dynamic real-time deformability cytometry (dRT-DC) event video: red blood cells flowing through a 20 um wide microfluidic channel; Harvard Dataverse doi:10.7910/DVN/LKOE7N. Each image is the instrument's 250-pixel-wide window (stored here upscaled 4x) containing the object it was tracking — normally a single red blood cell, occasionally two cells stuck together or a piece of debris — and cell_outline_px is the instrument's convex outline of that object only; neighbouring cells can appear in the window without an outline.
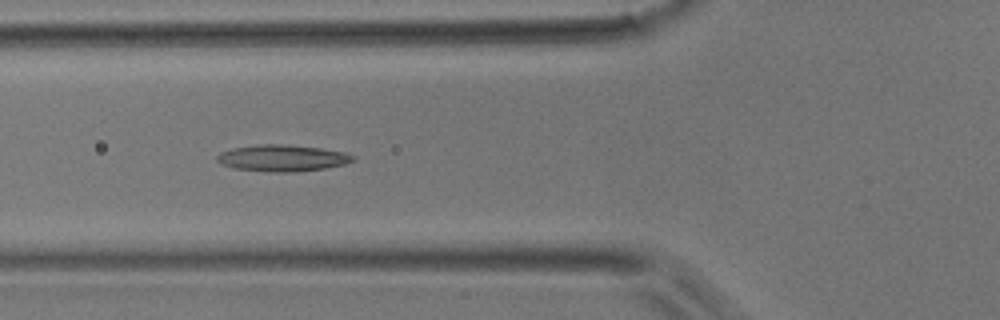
{"species": "common noctule bat (a hibernating species)", "species_latin": "Nyctalus noctula", "temperature_condition": "room temperature", "stored_images_in_passage": 5, "camera_frame_rate_fps": 3000, "um_per_image_px": 0.085, "animal": {"sex": "male", "body_mass_g": 17.9}, "frame": {"image": 1, "passage_image": 4, "time_ms": 1.0, "image_size_px": [1000, 320], "cell_outline_px": [[356, 160], [344, 164], [324, 168], [296, 172], [272, 172], [236, 168], [220, 164], [216, 160], [216, 156], [220, 152], [232, 148], [260, 144], [284, 144], [320, 148], [344, 152], [356, 156]], "centroid_in_image_um": [24.0, 13.43], "position_along_channel_um": 101.8, "area_um2": 21.04}}
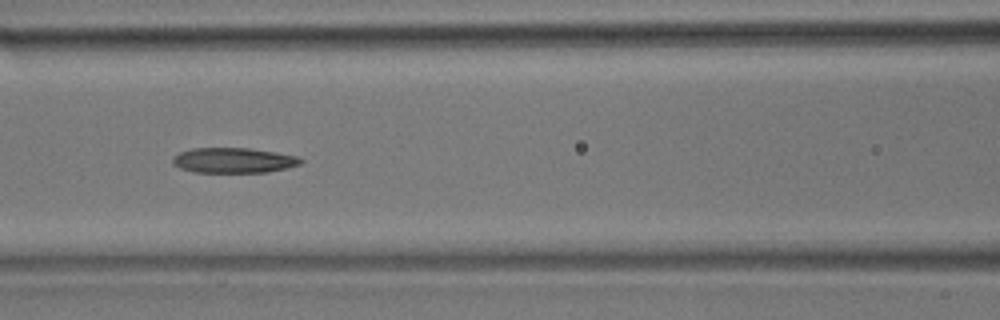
{"frame": {"image": 2, "passage_image": 5, "time_ms": 1.333, "image_size_px": [1000, 320], "cell_outline_px": [[304, 160], [300, 164], [288, 168], [268, 172], [192, 172], [180, 168], [172, 164], [172, 156], [180, 152], [192, 148], [248, 148], [276, 152], [296, 156]], "centroid_in_image_um": [19.83, 13.63], "position_along_channel_um": 146.8, "area_um2": 18.9}}